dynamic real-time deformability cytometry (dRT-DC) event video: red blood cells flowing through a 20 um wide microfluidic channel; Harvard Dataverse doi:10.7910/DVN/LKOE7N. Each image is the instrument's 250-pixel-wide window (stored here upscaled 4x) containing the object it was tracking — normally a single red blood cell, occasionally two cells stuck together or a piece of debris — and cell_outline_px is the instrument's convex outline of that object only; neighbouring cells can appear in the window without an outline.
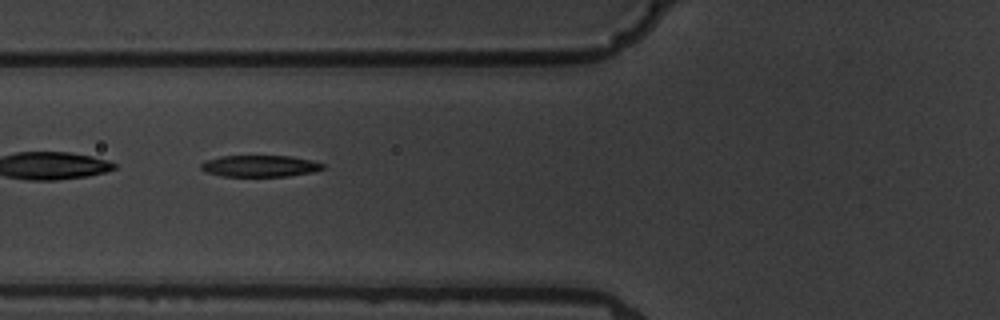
{"species": "common noctule bat (a hibernating species)", "species_latin": "Nyctalus noctula", "temperature_condition": "warm", "stored_images_in_passage": 4, "camera_frame_rate_fps": 3000, "um_per_image_px": 0.085, "animal": {"sex": "male", "body_mass_g": 19.5, "forearm_length_mm": 54.6}, "frame": {"image": 1, "passage_image": 3, "time_ms": 3.333, "image_size_px": [1000, 320], "cell_outline_px": [[324, 168], [312, 172], [288, 176], [224, 176], [204, 172], [200, 168], [200, 164], [204, 160], [220, 156], [292, 156], [312, 160], [324, 164]], "centroid_in_image_um": [22.06, 14.1], "position_along_channel_um": 103.7, "area_um2": 15.37}}